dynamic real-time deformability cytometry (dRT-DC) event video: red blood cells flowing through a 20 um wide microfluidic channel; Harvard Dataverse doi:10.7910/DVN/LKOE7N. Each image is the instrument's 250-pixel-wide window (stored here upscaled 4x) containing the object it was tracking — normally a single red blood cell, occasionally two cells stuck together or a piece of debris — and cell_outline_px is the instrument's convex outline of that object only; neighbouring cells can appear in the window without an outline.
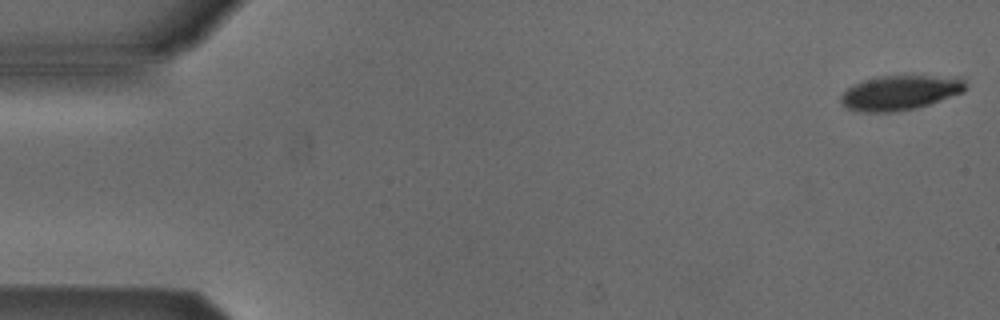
{"species": "Egyptian fruit bat (a non-hibernating species)", "species_latin": "Rousettus aegyptiacus", "temperature_condition": "cold", "stored_images_in_passage": 53, "camera_frame_rate_fps": 3000, "um_per_image_px": 0.085, "animal": {"sex": "male"}, "frame": {"image": 1, "passage_image": 1, "time_ms": 0.0, "image_size_px": [1000, 320], "cell_outline_px": [[968, 84], [964, 92], [916, 108], [892, 112], [856, 112], [848, 108], [840, 100], [840, 96], [848, 88], [864, 80], [880, 76], [960, 76]], "centroid_in_image_um": [76.55, 7.87], "position_along_channel_um": 8.5, "area_um2": 25.2}}
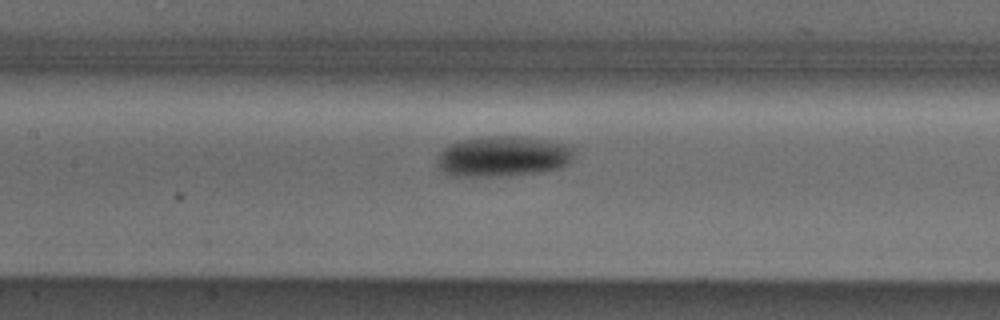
{"frame": {"image": 2, "passage_image": 24, "time_ms": 7.667, "image_size_px": [1000, 320], "cell_outline_px": [[572, 160], [568, 164], [556, 168], [536, 172], [508, 176], [452, 176], [444, 172], [436, 164], [436, 160], [440, 152], [448, 144], [460, 140], [488, 136], [516, 136], [572, 144]], "centroid_in_image_um": [42.72, 13.29], "position_along_channel_um": 164.7, "area_um2": 32.37}}
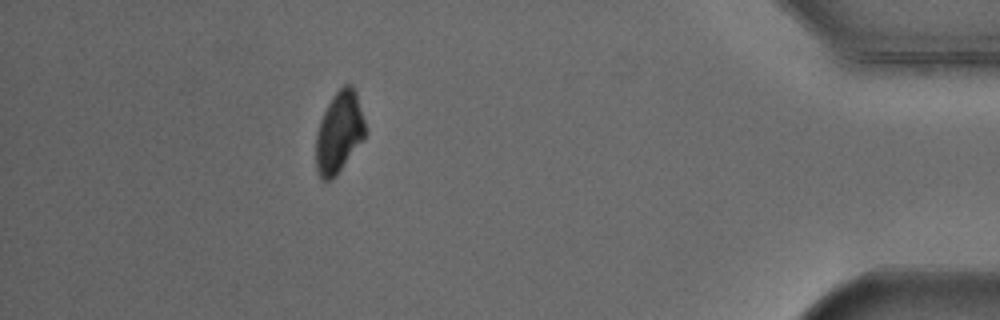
{"frame": {"image": 3, "passage_image": 47, "time_ms": 15.333, "image_size_px": [1000, 320], "cell_outline_px": [[364, 140], [336, 176], [328, 180], [320, 180], [316, 172], [316, 132], [320, 120], [332, 96], [344, 84], [352, 84], [356, 92], [364, 120]], "centroid_in_image_um": [28.8, 11.27], "position_along_channel_um": 406.4, "area_um2": 23.41}, "authors_computed_cell_mechanics": {"area_um2": 28.0908, "velocity_mm_per_s": 3.861, "shape_relaxation_time_tau1_ms": 1.7851, "shape_relaxation_time_tau2_ms": null, "deformation_change_tau1": 0.104, "deformation_change_tau2": null}}